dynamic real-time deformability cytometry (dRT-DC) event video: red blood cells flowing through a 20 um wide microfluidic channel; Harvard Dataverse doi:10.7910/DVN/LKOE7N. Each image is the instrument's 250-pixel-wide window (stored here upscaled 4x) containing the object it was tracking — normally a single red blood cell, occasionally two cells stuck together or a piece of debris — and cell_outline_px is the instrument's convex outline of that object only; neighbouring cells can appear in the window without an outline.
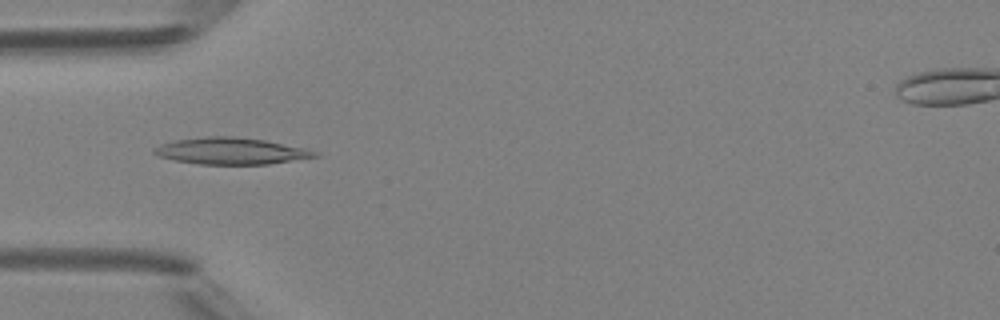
{"species": "Egyptian fruit bat (a non-hibernating species)", "species_latin": "Rousettus aegyptiacus", "temperature_condition": "room temperature", "stored_images_in_passage": 3, "camera_frame_rate_fps": 3000, "um_per_image_px": 0.085, "animal": {"sex": "female"}, "frame": {"image": 1, "passage_image": 3, "time_ms": 2.333, "image_size_px": [1000, 320], "cell_outline_px": [[320, 156], [268, 164], [196, 164], [172, 160], [156, 156], [152, 152], [152, 148], [160, 144], [176, 140], [204, 136], [232, 136], [264, 140], [304, 148], [316, 152]], "centroid_in_image_um": [19.54, 12.84], "position_along_channel_um": 65.5, "area_um2": 24.97}}